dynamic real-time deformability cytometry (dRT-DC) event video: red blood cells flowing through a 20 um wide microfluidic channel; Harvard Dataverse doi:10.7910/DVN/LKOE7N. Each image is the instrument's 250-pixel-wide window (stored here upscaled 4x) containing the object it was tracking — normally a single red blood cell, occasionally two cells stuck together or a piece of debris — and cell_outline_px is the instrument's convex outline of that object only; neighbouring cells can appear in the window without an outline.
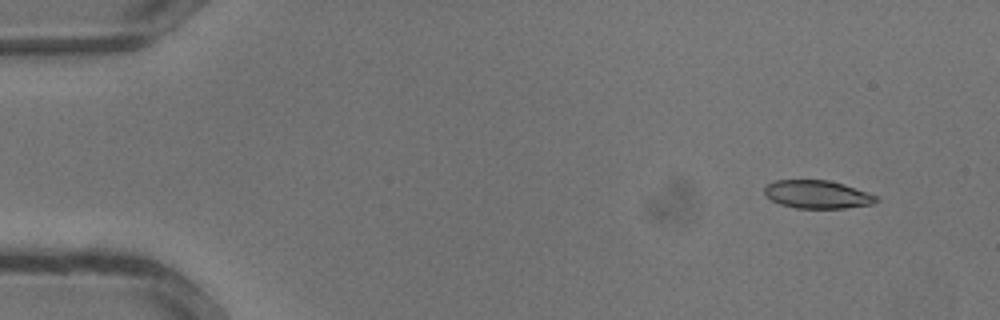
{"species": "common noctule bat (a hibernating species)", "species_latin": "Nyctalus noctula", "temperature_condition": "warm", "stored_images_in_passage": 30, "camera_frame_rate_fps": 3000, "um_per_image_px": 0.085, "animal": {"sex": "male", "body_mass_g": 13.3}, "frame": {"image": 1, "passage_image": 2, "time_ms": 0.333, "image_size_px": [1000, 320], "cell_outline_px": [[880, 200], [872, 204], [844, 208], [796, 208], [780, 204], [772, 200], [764, 192], [764, 188], [768, 184], [776, 180], [828, 180], [844, 184], [876, 196]], "centroid_in_image_um": [69.47, 16.52], "position_along_channel_um": 15.5, "area_um2": 18.09}}
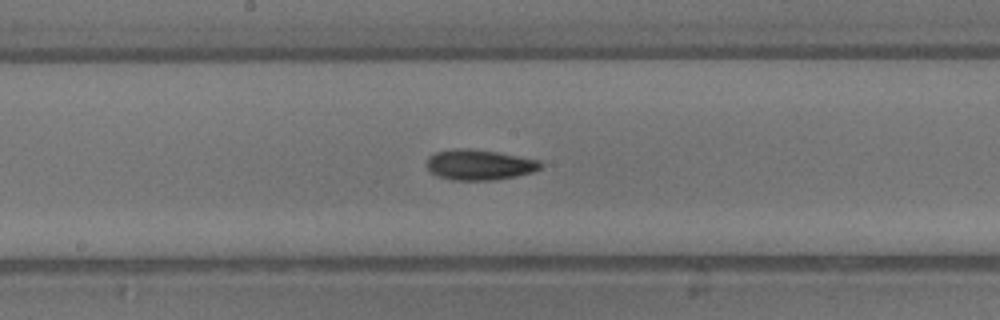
{"frame": {"image": 2, "passage_image": 17, "time_ms": 5.333, "image_size_px": [1000, 320], "cell_outline_px": [[544, 164], [540, 168], [532, 172], [516, 176], [496, 180], [452, 180], [436, 176], [428, 172], [424, 164], [428, 156], [436, 152], [452, 148], [468, 148], [500, 152], [540, 160]], "centroid_in_image_um": [40.69, 14.0], "position_along_channel_um": 207.5, "area_um2": 20.75}}
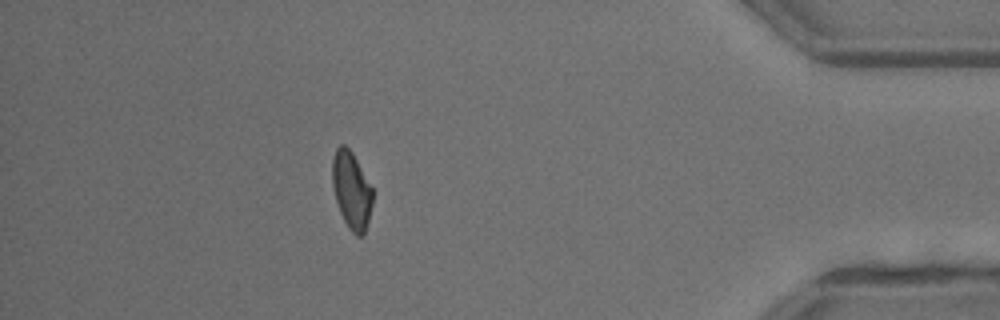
{"frame": {"image": 3, "passage_image": 29, "time_ms": 9.333, "image_size_px": [1000, 320], "cell_outline_px": [[372, 204], [368, 220], [364, 232], [360, 236], [356, 236], [348, 228], [340, 212], [336, 200], [332, 184], [332, 160], [336, 148], [340, 144], [344, 144], [352, 152], [372, 188]], "centroid_in_image_um": [29.86, 16.16], "position_along_channel_um": 405.3, "area_um2": 17.92}}